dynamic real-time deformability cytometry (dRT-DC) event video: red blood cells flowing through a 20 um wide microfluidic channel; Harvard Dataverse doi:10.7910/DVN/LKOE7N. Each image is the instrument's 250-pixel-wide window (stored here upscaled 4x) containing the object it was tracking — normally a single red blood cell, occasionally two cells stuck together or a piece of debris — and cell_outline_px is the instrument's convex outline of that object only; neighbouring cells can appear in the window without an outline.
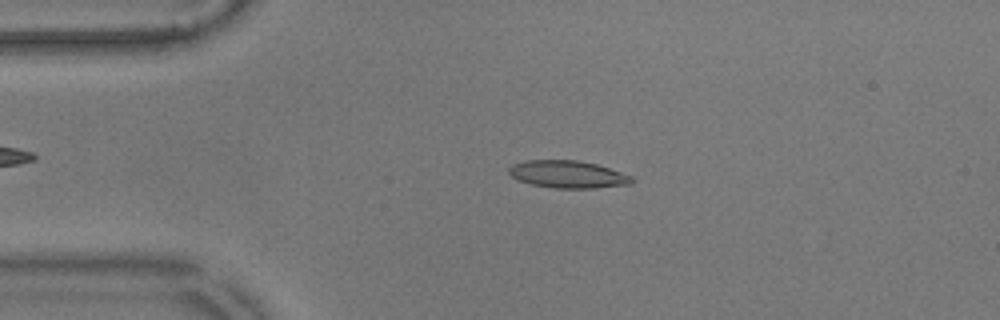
{"species": "common noctule bat (a hibernating species)", "species_latin": "Nyctalus noctula", "temperature_condition": "warm", "stored_images_in_passage": 55, "camera_frame_rate_fps": 3000, "um_per_image_px": 0.085, "animal": {"sex": "male", "body_mass_g": 17.9}, "frame": {"image": 1, "passage_image": 11, "time_ms": 3.333, "image_size_px": [1000, 320], "cell_outline_px": [[636, 180], [632, 184], [596, 188], [552, 188], [532, 184], [516, 180], [508, 172], [508, 168], [512, 164], [528, 160], [576, 160], [596, 164], [632, 176]], "centroid_in_image_um": [48.26, 14.82], "position_along_channel_um": 36.7, "area_um2": 19.71}}
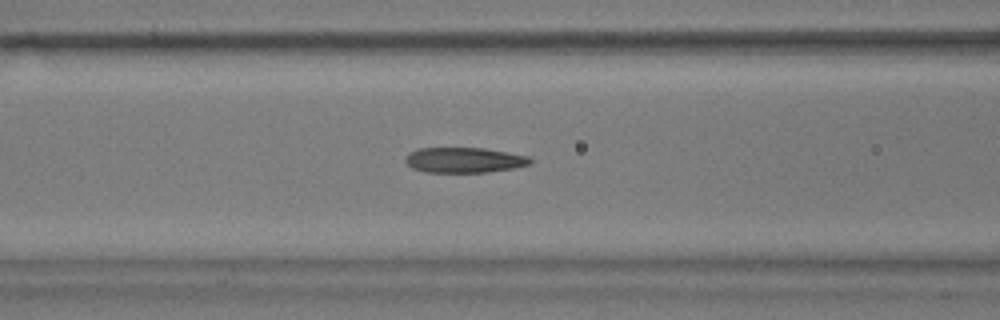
{"frame": {"image": 2, "passage_image": 21, "time_ms": 6.667, "image_size_px": [1000, 320], "cell_outline_px": [[532, 160], [528, 164], [512, 168], [488, 172], [424, 172], [412, 168], [404, 160], [404, 156], [408, 152], [416, 148], [484, 148], [508, 152], [528, 156]], "centroid_in_image_um": [39.38, 13.6], "position_along_channel_um": 127.2, "area_um2": 18.44}}
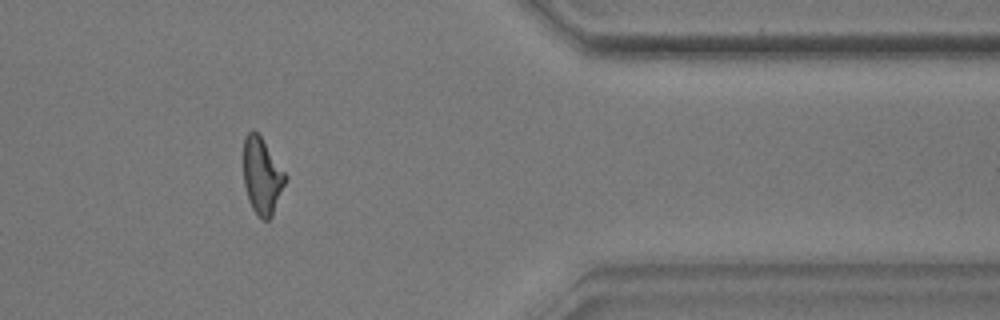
{"frame": {"image": 3, "passage_image": 45, "time_ms": 14.667, "image_size_px": [1000, 320], "cell_outline_px": [[288, 176], [272, 216], [268, 220], [260, 220], [252, 208], [248, 200], [244, 184], [244, 136], [252, 128], [260, 136]], "centroid_in_image_um": [22.27, 14.98], "position_along_channel_um": 389.1, "area_um2": 18.67}, "authors_computed_cell_mechanics": {"area_um2": 18.8428, "velocity_mm_per_s": 3.5701, "shape_relaxation_time_tau1_ms": 8.5315, "shape_relaxation_time_tau2_ms": 2.2068, "deformation_change_tau1": 0.2592, "deformation_change_tau2": 0.1099}}